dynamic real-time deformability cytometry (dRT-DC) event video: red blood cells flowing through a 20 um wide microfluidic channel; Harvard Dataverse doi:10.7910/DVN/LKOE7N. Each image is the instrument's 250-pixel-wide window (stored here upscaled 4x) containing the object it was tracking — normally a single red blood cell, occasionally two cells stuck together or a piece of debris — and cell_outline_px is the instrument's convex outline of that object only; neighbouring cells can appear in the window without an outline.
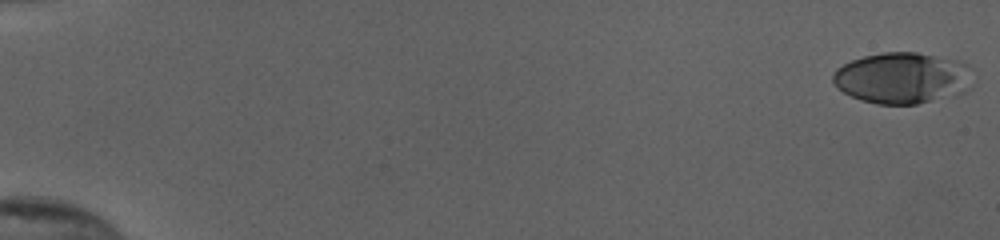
{"species": "human", "species_latin": "Homo sapiens", "temperature_condition": "cold", "stored_images_in_passage": 54, "camera_frame_rate_fps": 3000, "um_per_image_px": 0.085, "donor": {"sex": "female"}, "frame": {"image": 1, "passage_image": 1, "time_ms": 0.0, "image_size_px": [1000, 240], "cell_outline_px": [[972, 88], [964, 92], [916, 104], [876, 104], [860, 100], [836, 88], [832, 80], [832, 76], [836, 68], [852, 60], [864, 56], [884, 52], [916, 52], [960, 60], [968, 64], [972, 68]], "centroid_in_image_um": [76.73, 6.62], "position_along_channel_um": 8.3, "area_um2": 42.14}}
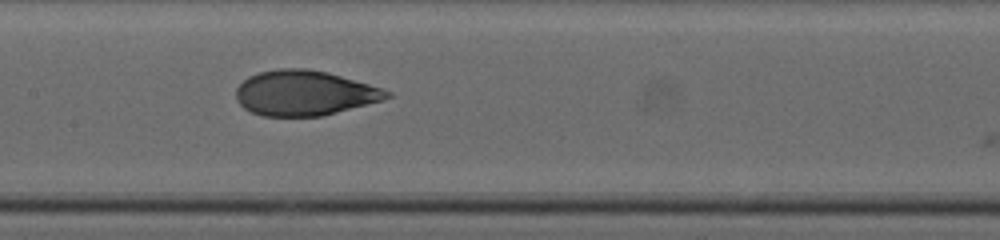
{"frame": {"image": 2, "passage_image": 29, "time_ms": 9.333, "image_size_px": [1000, 240], "cell_outline_px": [[392, 96], [384, 100], [320, 116], [264, 116], [252, 112], [244, 108], [236, 100], [236, 88], [248, 76], [260, 72], [280, 68], [308, 68], [328, 72], [368, 84], [392, 92]], "centroid_in_image_um": [25.87, 7.9], "position_along_channel_um": 181.5, "area_um2": 39.48}}
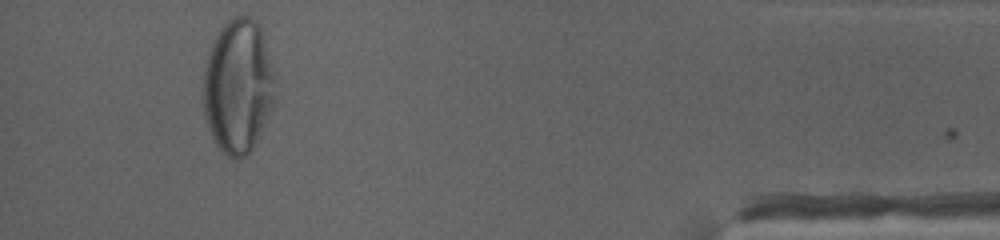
{"frame": {"image": 3, "passage_image": 51, "time_ms": 16.667, "image_size_px": [1000, 240], "cell_outline_px": [[276, 100], [248, 156], [240, 160], [228, 156], [216, 144], [204, 120], [204, 68], [208, 52], [212, 40], [220, 28], [228, 20], [236, 16], [248, 16], [256, 20], [260, 24], [272, 72], [276, 96]], "centroid_in_image_um": [20.22, 7.34], "position_along_channel_um": 415.0, "area_um2": 56.07}, "authors_computed_cell_mechanics": {"area_um2": 40.6334, "velocity_mm_per_s": 3.8767, "shape_relaxation_time_tau1_ms": 4.9324, "shape_relaxation_time_tau2_ms": 0.7449, "deformation_change_tau1": 0.2096, "deformation_change_tau2": 0.0549}}